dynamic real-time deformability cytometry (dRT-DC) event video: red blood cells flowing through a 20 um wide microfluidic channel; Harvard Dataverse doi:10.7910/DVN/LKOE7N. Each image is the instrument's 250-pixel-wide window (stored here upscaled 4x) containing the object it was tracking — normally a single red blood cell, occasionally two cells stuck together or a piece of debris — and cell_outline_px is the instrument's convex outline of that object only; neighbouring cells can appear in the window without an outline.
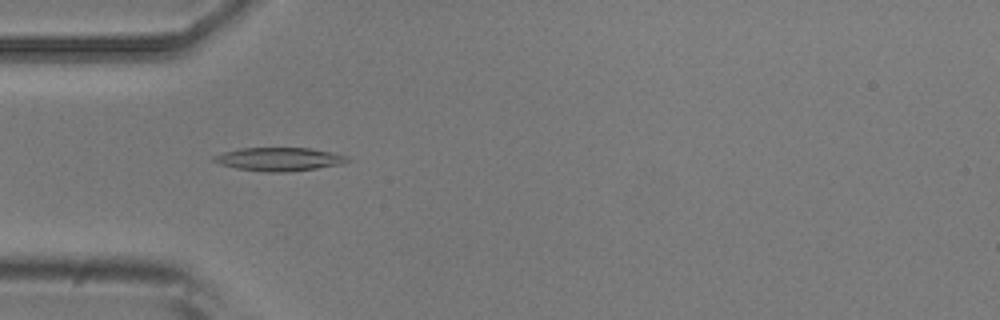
{"species": "common noctule bat (a hibernating species)", "species_latin": "Nyctalus noctula", "temperature_condition": "room temperature", "stored_images_in_passage": 24, "camera_frame_rate_fps": 3000, "um_per_image_px": 0.085, "animal": {"sex": "male", "body_mass_g": 20.5, "forearm_length_mm": 52.5}, "frame": {"image": 1, "passage_image": 6, "time_ms": 1.667, "image_size_px": [1000, 320], "cell_outline_px": [[352, 160], [344, 164], [288, 172], [264, 172], [236, 168], [220, 164], [212, 160], [212, 156], [224, 152], [240, 148], [308, 148], [348, 156]], "centroid_in_image_um": [23.73, 13.54], "position_along_channel_um": 61.3, "area_um2": 18.21}}
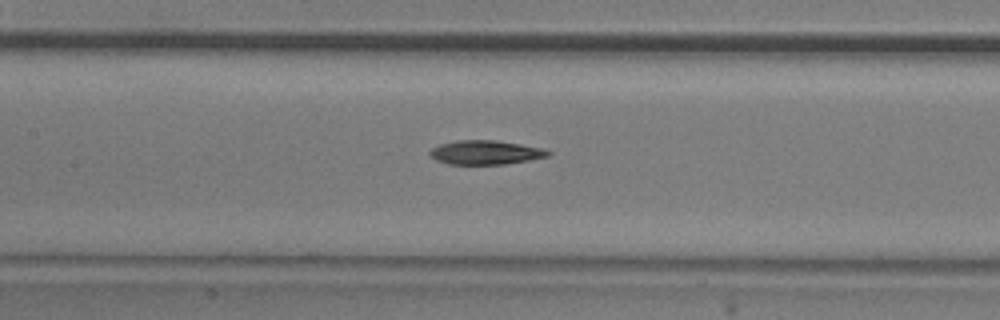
{"frame": {"image": 2, "passage_image": 14, "time_ms": 4.333, "image_size_px": [1000, 320], "cell_outline_px": [[552, 152], [548, 156], [528, 160], [504, 164], [448, 164], [436, 160], [428, 152], [432, 148], [440, 144], [456, 140], [496, 140], [544, 148]], "centroid_in_image_um": [41.27, 12.95], "position_along_channel_um": 166.1, "area_um2": 16.53}}
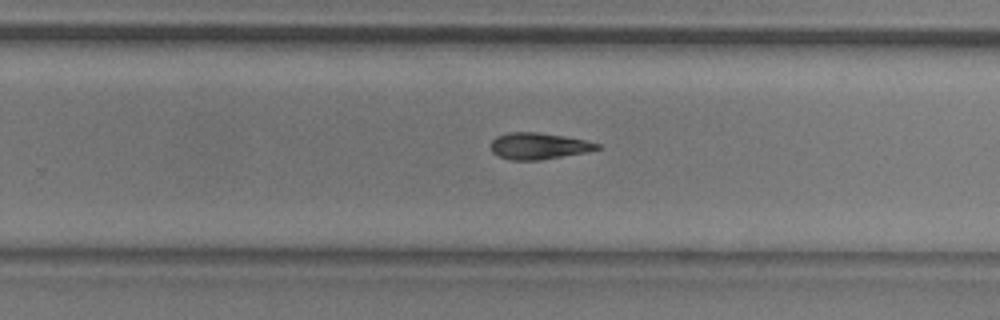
{"frame": {"image": 3, "passage_image": 23, "time_ms": 7.333, "image_size_px": [1000, 320], "cell_outline_px": [[600, 148], [584, 152], [540, 160], [512, 160], [500, 156], [492, 152], [492, 140], [496, 136], [508, 132], [540, 132], [564, 136], [584, 140], [600, 144]], "centroid_in_image_um": [45.76, 12.4], "position_along_channel_um": 284.0, "area_um2": 16.18}}